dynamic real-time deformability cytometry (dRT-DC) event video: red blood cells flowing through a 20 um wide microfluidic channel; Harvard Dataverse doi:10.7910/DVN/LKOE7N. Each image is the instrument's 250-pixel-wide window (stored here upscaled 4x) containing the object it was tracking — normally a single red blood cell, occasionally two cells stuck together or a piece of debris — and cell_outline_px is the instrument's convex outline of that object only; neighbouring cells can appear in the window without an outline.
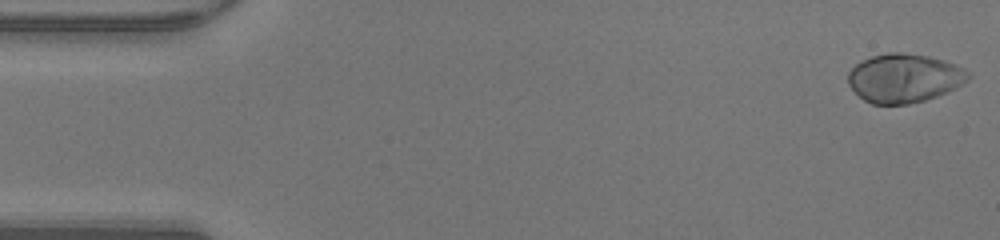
{"species": "human", "species_latin": "Homo sapiens", "temperature_condition": "warm", "stored_images_in_passage": 48, "camera_frame_rate_fps": 3000, "um_per_image_px": 0.085, "donor": {"sex": "male"}, "frame": {"image": 1, "passage_image": 1, "time_ms": 0.0, "image_size_px": [1000, 240], "cell_outline_px": [[972, 76], [968, 80], [936, 96], [924, 100], [908, 104], [872, 104], [864, 100], [848, 84], [848, 72], [860, 60], [872, 56], [888, 52], [904, 52], [928, 56], [944, 60], [956, 64], [964, 68]], "centroid_in_image_um": [76.84, 6.62], "position_along_channel_um": 8.2, "area_um2": 34.04}}
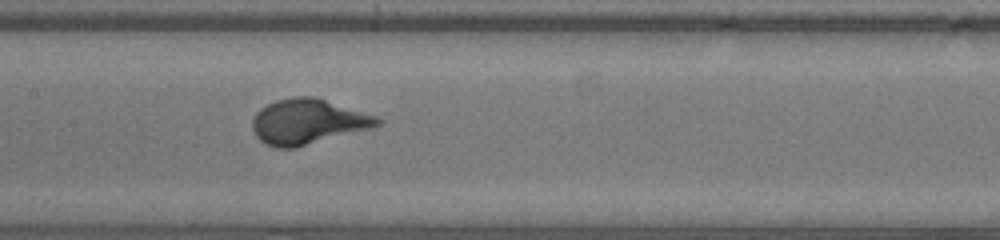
{"frame": {"image": 2, "passage_image": 23, "time_ms": 7.333, "image_size_px": [1000, 240], "cell_outline_px": [[384, 124], [372, 128], [296, 148], [276, 148], [264, 144], [256, 136], [252, 128], [252, 120], [256, 112], [260, 108], [276, 100], [292, 96], [312, 96], [376, 116], [384, 120]], "centroid_in_image_um": [26.16, 10.35], "position_along_channel_um": 181.2, "area_um2": 33.06}}
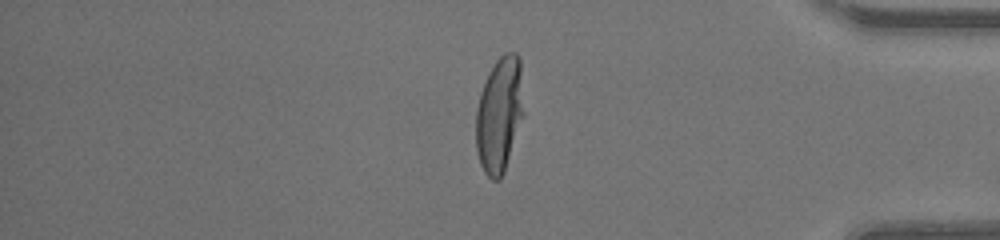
{"frame": {"image": 3, "passage_image": 40, "time_ms": 13.0, "image_size_px": [1000, 240], "cell_outline_px": [[524, 116], [504, 172], [500, 180], [492, 180], [484, 172], [480, 164], [476, 148], [476, 108], [480, 92], [488, 72], [496, 60], [504, 52], [516, 52], [520, 56], [524, 112]], "centroid_in_image_um": [42.45, 9.72], "position_along_channel_um": 392.7, "area_um2": 32.66}}